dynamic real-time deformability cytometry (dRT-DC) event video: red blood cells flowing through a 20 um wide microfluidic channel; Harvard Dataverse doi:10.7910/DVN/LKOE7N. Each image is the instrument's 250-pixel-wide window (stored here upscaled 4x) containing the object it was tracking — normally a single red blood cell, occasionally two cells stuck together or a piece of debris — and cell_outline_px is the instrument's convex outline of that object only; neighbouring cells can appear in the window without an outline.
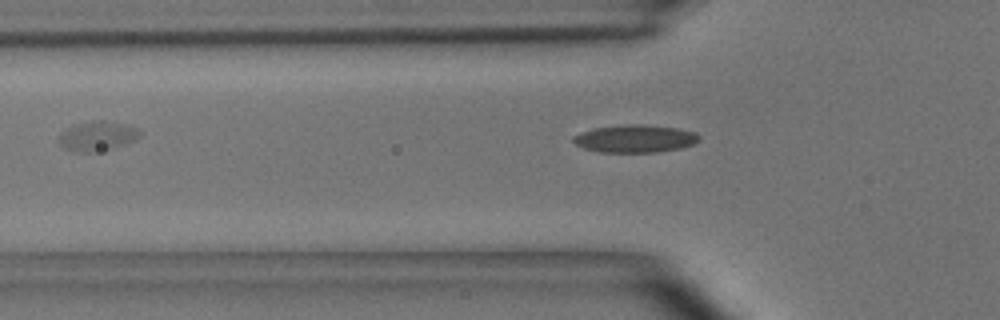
{"species": "common noctule bat (a hibernating species)", "species_latin": "Nyctalus noctula", "temperature_condition": "room temperature", "stored_images_in_passage": 39, "camera_frame_rate_fps": 3000, "um_per_image_px": 0.085, "animal": {"sex": "male", "body_mass_g": 15.6}, "frame": {"image": 1, "passage_image": 2, "time_ms": 0.333, "image_size_px": [1000, 320], "cell_outline_px": [[700, 140], [696, 144], [680, 148], [656, 152], [596, 152], [584, 148], [576, 144], [572, 140], [572, 136], [580, 132], [592, 128], [624, 124], [644, 124], [676, 128], [696, 132], [700, 136]], "centroid_in_image_um": [53.98, 11.78], "position_along_channel_um": 71.8, "area_um2": 20.58}}
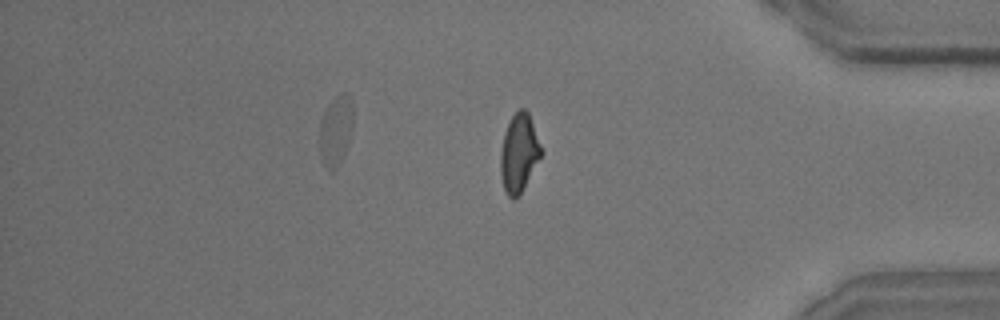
{"frame": {"image": 2, "passage_image": 30, "time_ms": 9.667, "image_size_px": [1000, 320], "cell_outline_px": [[544, 152], [520, 192], [512, 200], [508, 196], [504, 188], [500, 176], [500, 152], [504, 132], [508, 120], [520, 108], [524, 108], [528, 112]], "centroid_in_image_um": [44.1, 12.97], "position_along_channel_um": 391.1, "area_um2": 18.5}}
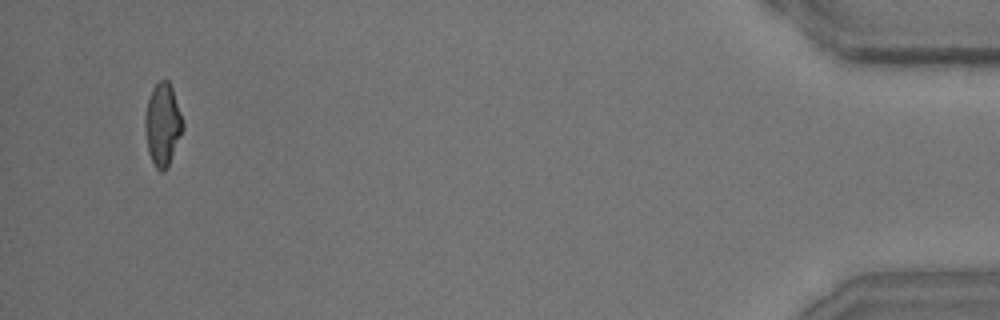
{"frame": {"image": 3, "passage_image": 37, "time_ms": 12.0, "image_size_px": [1000, 320], "cell_outline_px": [[184, 128], [168, 164], [164, 172], [160, 172], [156, 168], [148, 152], [144, 128], [144, 116], [148, 100], [152, 88], [160, 80], [168, 80], [172, 88], [184, 124]], "centroid_in_image_um": [13.81, 10.57], "position_along_channel_um": 421.4, "area_um2": 17.98}, "authors_computed_cell_mechanics": {"area_um2": 18.6694, "velocity_mm_per_s": 3.6608, "shape_relaxation_time_tau1_ms": 5.7551, "shape_relaxation_time_tau2_ms": 1.6515, "deformation_change_tau1": 0.1782, "deformation_change_tau2": 0.087}}